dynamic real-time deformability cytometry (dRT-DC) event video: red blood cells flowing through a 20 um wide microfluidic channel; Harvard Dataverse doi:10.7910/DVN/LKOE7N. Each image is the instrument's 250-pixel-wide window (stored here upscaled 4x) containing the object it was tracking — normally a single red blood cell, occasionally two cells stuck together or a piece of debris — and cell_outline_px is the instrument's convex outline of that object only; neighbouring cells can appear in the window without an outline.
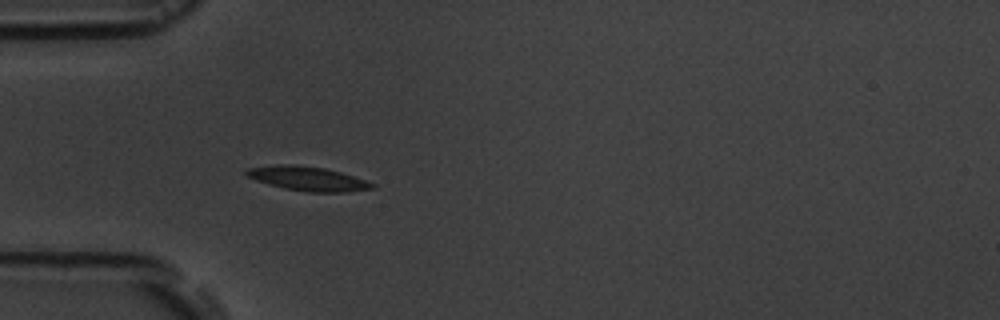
{"species": "common noctule bat (a hibernating species)", "species_latin": "Nyctalus noctula", "temperature_condition": "room temperature", "stored_images_in_passage": 6, "camera_frame_rate_fps": 3000, "um_per_image_px": 0.085, "animal": {"sex": "male", "body_mass_g": 19.5, "forearm_length_mm": 54.6}, "frame": {"image": 1, "passage_image": 6, "time_ms": 5.667, "image_size_px": [1000, 320], "cell_outline_px": [[376, 188], [348, 192], [308, 192], [284, 188], [268, 184], [256, 180], [248, 176], [244, 172], [248, 168], [280, 164], [296, 164], [324, 168], [340, 172], [376, 184]], "centroid_in_image_um": [26.17, 15.18], "position_along_channel_um": 58.8, "area_um2": 17.69}}